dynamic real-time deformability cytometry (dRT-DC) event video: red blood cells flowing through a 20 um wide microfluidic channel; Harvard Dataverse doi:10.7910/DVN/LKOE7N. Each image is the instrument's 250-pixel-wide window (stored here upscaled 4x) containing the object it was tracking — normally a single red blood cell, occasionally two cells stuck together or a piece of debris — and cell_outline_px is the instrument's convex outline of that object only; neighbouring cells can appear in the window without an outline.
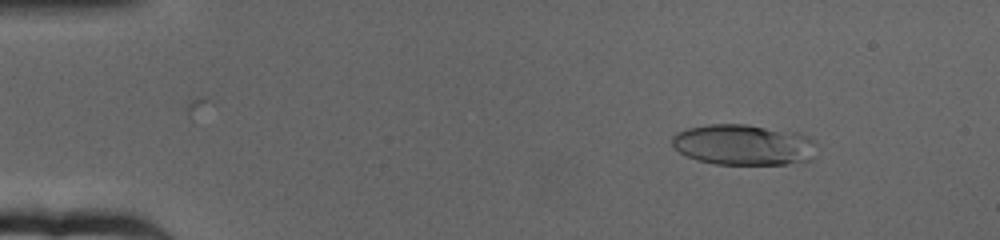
{"species": "human", "species_latin": "Homo sapiens", "temperature_condition": "cold", "stored_images_in_passage": 64, "camera_frame_rate_fps": 3000, "um_per_image_px": 0.085, "donor": {"sex": "female"}, "frame": {"image": 1, "passage_image": 8, "time_ms": 2.333, "image_size_px": [1000, 240], "cell_outline_px": [[816, 144], [812, 160], [784, 164], [716, 164], [696, 160], [680, 152], [672, 144], [672, 136], [676, 132], [688, 128], [708, 124], [748, 124], [800, 132], [808, 136]], "centroid_in_image_um": [63.22, 12.29], "position_along_channel_um": 21.8, "area_um2": 34.62}}
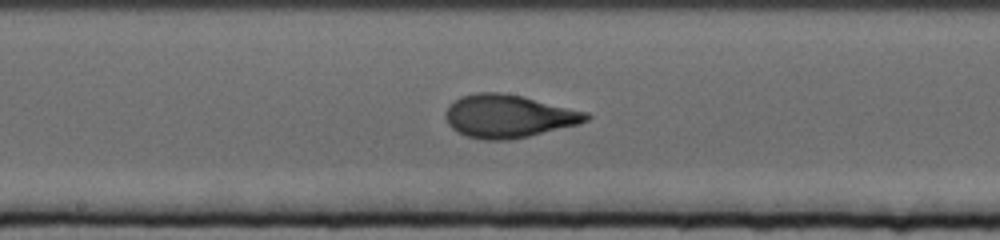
{"frame": {"image": 2, "passage_image": 34, "time_ms": 11.0, "image_size_px": [1000, 240], "cell_outline_px": [[592, 116], [588, 120], [576, 124], [528, 136], [508, 140], [484, 140], [468, 136], [456, 132], [448, 124], [444, 116], [448, 108], [460, 96], [476, 92], [500, 92], [524, 96], [588, 112]], "centroid_in_image_um": [43.21, 9.86], "position_along_channel_um": 205.0, "area_um2": 35.14}}
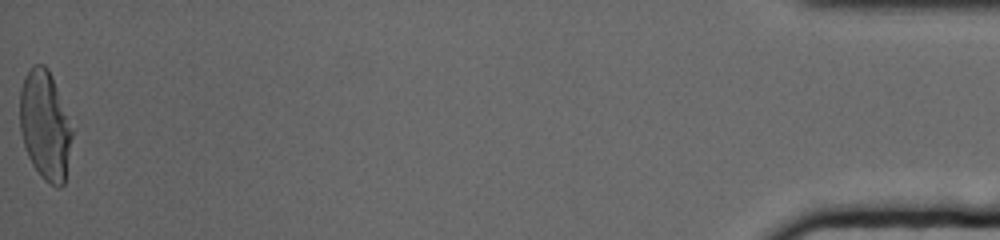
{"frame": {"image": 3, "passage_image": 64, "time_ms": 21.0, "image_size_px": [1000, 240], "cell_outline_px": [[72, 136], [64, 184], [60, 188], [56, 188], [48, 184], [40, 176], [32, 164], [28, 156], [20, 132], [20, 88], [24, 76], [32, 64], [44, 64], [48, 68], [52, 76], [72, 132]], "centroid_in_image_um": [3.79, 10.67], "position_along_channel_um": 431.4, "area_um2": 33.0}, "authors_computed_cell_mechanics": {"area_um2": 33.813, "velocity_mm_per_s": 3.1775, "shape_relaxation_time_tau1_ms": 5.0632, "shape_relaxation_time_tau2_ms": 1.1517, "deformation_change_tau1": 0.2243, "deformation_change_tau2": 0.0708}}